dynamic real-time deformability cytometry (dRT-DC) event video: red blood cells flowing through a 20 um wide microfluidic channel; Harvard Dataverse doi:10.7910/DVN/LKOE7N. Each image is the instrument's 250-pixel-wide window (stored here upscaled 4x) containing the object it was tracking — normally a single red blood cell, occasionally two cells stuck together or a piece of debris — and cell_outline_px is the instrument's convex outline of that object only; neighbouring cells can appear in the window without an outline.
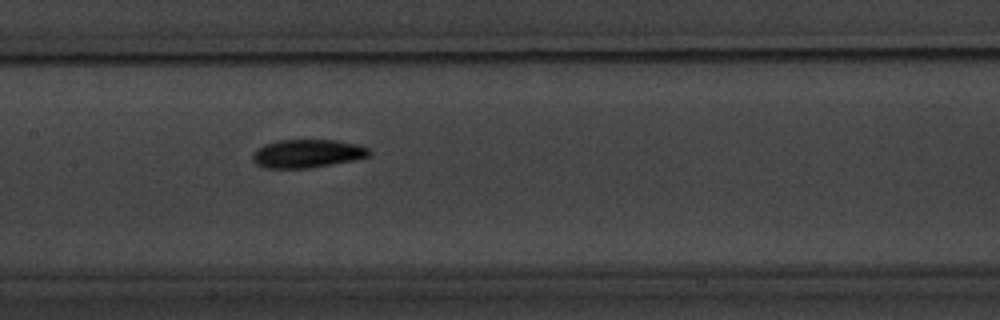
{"species": "common noctule bat (a hibernating species)", "species_latin": "Nyctalus noctula", "temperature_condition": "warm", "stored_images_in_passage": 5, "camera_frame_rate_fps": 3000, "um_per_image_px": 0.085, "animal": {"sex": "male", "body_mass_g": 20.1, "forearm_length_mm": 53.5}, "frame": {"image": 1, "passage_image": 5, "time_ms": 5.333, "image_size_px": [1000, 320], "cell_outline_px": [[372, 152], [368, 156], [356, 160], [308, 168], [264, 168], [256, 164], [252, 160], [252, 152], [256, 148], [264, 144], [276, 140], [336, 140], [356, 144], [368, 148]], "centroid_in_image_um": [26.08, 13.05], "position_along_channel_um": 181.3, "area_um2": 19.42}}